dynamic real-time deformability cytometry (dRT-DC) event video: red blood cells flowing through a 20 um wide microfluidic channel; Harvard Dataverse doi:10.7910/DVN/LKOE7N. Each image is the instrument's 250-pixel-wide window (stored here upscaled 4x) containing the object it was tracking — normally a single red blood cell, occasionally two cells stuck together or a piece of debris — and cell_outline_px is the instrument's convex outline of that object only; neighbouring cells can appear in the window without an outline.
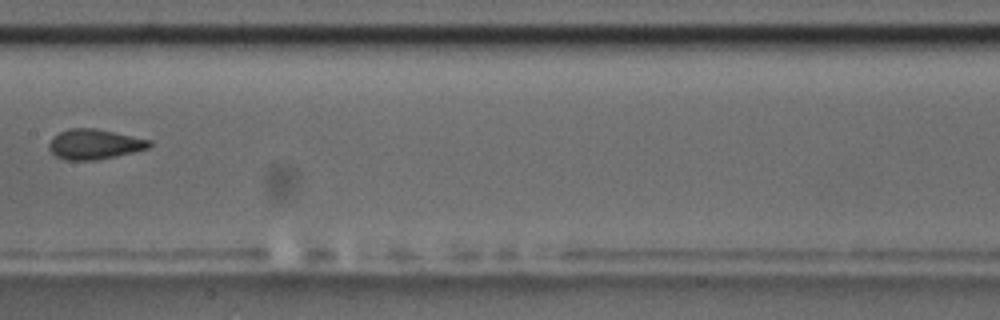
{"species": "common noctule bat (a hibernating species)", "species_latin": "Nyctalus noctula", "temperature_condition": "room temperature", "stored_images_in_passage": 11, "camera_frame_rate_fps": 3000, "um_per_image_px": 0.085, "animal": {"sex": "male", "body_mass_g": 17.5, "forearm_length_mm": 52.3}, "frame": {"image": 1, "passage_image": 8, "time_ms": 9.0, "image_size_px": [1000, 320], "cell_outline_px": [[152, 144], [148, 148], [116, 156], [96, 160], [64, 160], [56, 156], [48, 148], [48, 144], [52, 136], [68, 128], [96, 128], [152, 140]], "centroid_in_image_um": [8.0, 12.25], "position_along_channel_um": 199.4, "area_um2": 17.69}}